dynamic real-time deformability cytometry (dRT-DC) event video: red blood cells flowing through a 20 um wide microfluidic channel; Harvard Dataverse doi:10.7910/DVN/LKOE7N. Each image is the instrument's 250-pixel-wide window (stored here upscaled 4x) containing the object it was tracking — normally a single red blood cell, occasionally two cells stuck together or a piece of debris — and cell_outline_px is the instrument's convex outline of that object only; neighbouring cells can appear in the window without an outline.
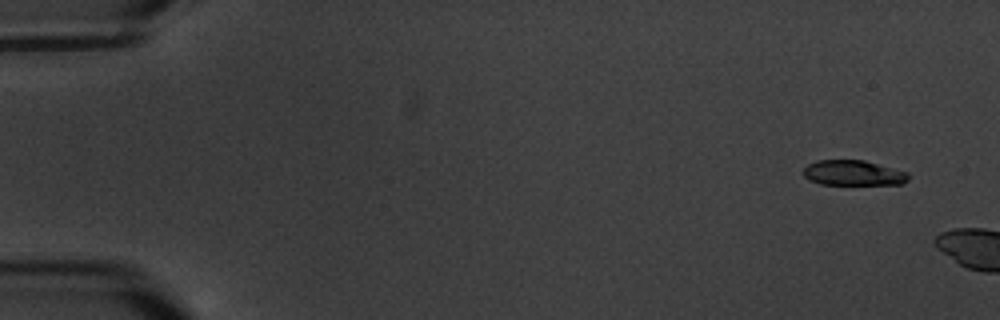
{"species": "common noctule bat (a hibernating species)", "species_latin": "Nyctalus noctula", "temperature_condition": "warm", "stored_images_in_passage": 5, "camera_frame_rate_fps": 3000, "um_per_image_px": 0.085, "animal": {"sex": "male", "body_mass_g": 20.1, "forearm_length_mm": 53.5}, "frame": {"image": 1, "passage_image": 1, "time_ms": 0.0, "image_size_px": [1000, 320], "cell_outline_px": [[908, 180], [904, 184], [820, 184], [808, 180], [800, 172], [808, 164], [816, 160], [864, 160], [908, 172]], "centroid_in_image_um": [72.49, 14.7], "position_along_channel_um": 12.5, "area_um2": 15.55}}